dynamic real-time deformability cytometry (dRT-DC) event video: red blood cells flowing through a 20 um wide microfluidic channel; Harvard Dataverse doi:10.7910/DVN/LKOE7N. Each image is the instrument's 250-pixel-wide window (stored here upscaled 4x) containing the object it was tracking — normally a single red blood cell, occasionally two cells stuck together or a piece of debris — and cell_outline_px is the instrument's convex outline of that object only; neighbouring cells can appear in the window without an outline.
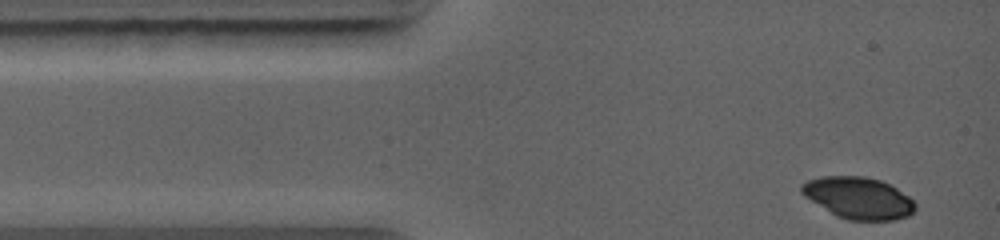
{"species": "common noctule bat (a hibernating species)", "species_latin": "Nyctalus noctula", "temperature_condition": "warm", "stored_images_in_passage": 3, "camera_frame_rate_fps": 5000, "um_per_image_px": 0.085, "animal": {"sex": "female", "body_mass_g": 19.0, "forearm_length_mm": 56.7}, "frame": {"image": 1, "passage_image": 1, "time_ms": 0.0, "image_size_px": [1000, 240], "cell_outline_px": [[916, 208], [908, 216], [896, 220], [848, 220], [836, 216], [804, 196], [800, 192], [800, 184], [808, 180], [820, 176], [864, 176], [880, 180], [896, 188], [908, 196], [916, 204]], "centroid_in_image_um": [72.94, 16.82], "position_along_channel_um": 12.1, "area_um2": 27.63}}